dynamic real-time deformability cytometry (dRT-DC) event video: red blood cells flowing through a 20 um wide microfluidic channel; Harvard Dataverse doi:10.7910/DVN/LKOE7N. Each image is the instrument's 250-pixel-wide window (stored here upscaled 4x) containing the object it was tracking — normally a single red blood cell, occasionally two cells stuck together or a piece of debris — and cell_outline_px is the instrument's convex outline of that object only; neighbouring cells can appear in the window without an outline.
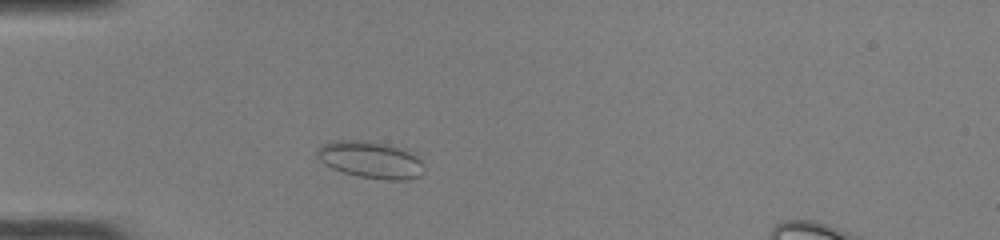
{"species": "common noctule bat (a hibernating species)", "species_latin": "Nyctalus noctula", "temperature_condition": "room temperature", "stored_images_in_passage": 39, "camera_frame_rate_fps": 3000, "um_per_image_px": 0.085, "animal": {"sex": "female", "body_mass_g": 22.0, "forearm_length_mm": 56.7}, "frame": {"image": 1, "passage_image": 4, "time_ms": 1.0, "image_size_px": [1000, 240], "cell_outline_px": [[424, 172], [420, 176], [408, 180], [384, 180], [356, 176], [332, 168], [324, 164], [316, 156], [316, 148], [320, 144], [332, 140], [368, 140], [408, 148], [420, 160], [424, 168]], "centroid_in_image_um": [31.5, 13.56], "position_along_channel_um": 53.5, "area_um2": 23.7}}
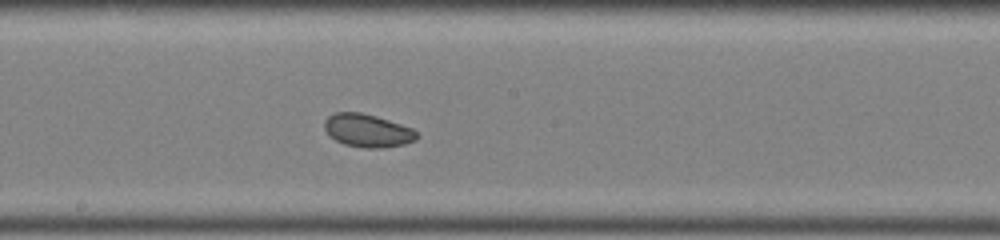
{"frame": {"image": 2, "passage_image": 17, "time_ms": 5.333, "image_size_px": [1000, 240], "cell_outline_px": [[420, 136], [416, 140], [404, 144], [380, 148], [364, 148], [344, 144], [336, 140], [324, 128], [324, 120], [328, 116], [336, 112], [360, 112], [376, 116], [412, 128]], "centroid_in_image_um": [31.25, 11.1], "position_along_channel_um": 216.9, "area_um2": 17.69}}
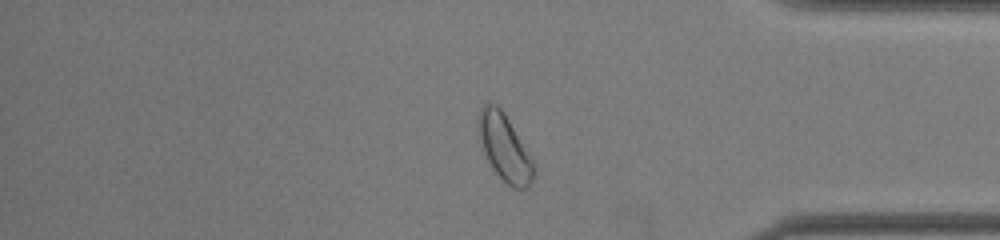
{"frame": {"image": 3, "passage_image": 31, "time_ms": 10.0, "image_size_px": [1000, 240], "cell_outline_px": [[536, 172], [528, 188], [512, 188], [492, 168], [480, 144], [476, 124], [476, 116], [480, 108], [484, 104], [496, 104], [504, 112], [532, 156], [536, 164]], "centroid_in_image_um": [42.89, 12.52], "position_along_channel_um": 392.3, "area_um2": 21.96}}